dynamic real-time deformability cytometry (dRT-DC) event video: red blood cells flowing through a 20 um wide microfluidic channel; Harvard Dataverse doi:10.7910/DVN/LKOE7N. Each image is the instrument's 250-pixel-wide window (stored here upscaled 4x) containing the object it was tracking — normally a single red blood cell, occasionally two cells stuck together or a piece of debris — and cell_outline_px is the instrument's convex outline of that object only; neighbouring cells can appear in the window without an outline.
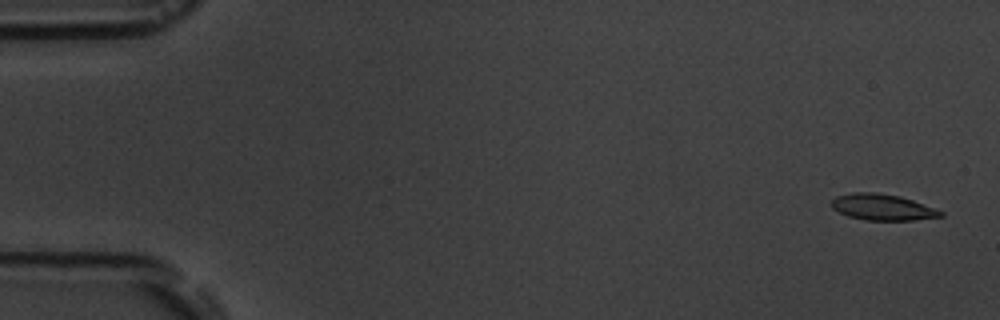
{"species": "common noctule bat (a hibernating species)", "species_latin": "Nyctalus noctula", "temperature_condition": "room temperature", "stored_images_in_passage": 6, "segment_of_instrument_passage": [1, 2], "camera_frame_rate_fps": 3000, "um_per_image_px": 0.085, "animal": {"sex": "male", "body_mass_g": 19.5, "forearm_length_mm": 54.6}, "frame": {"image": 1, "passage_image": 1, "time_ms": 0.0, "image_size_px": [1000, 320], "cell_outline_px": [[944, 216], [912, 220], [864, 220], [848, 216], [832, 208], [832, 200], [836, 196], [852, 192], [876, 192], [900, 196], [912, 200], [944, 212]], "centroid_in_image_um": [74.99, 17.6], "position_along_channel_um": 10.0, "area_um2": 16.53}}
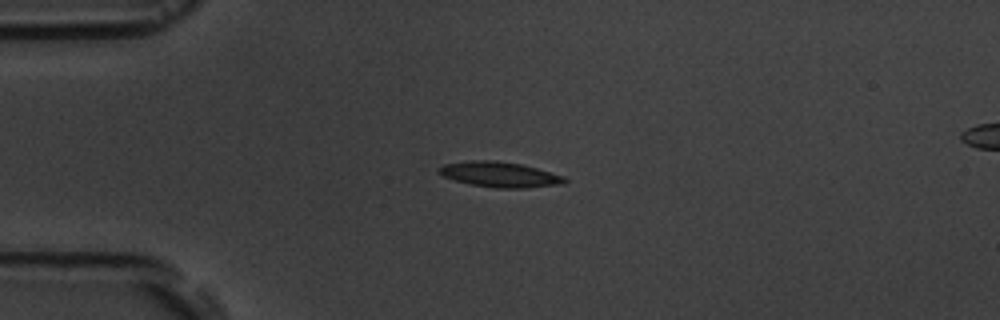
{"frame": {"image": 2, "passage_image": 4, "time_ms": 4.0, "image_size_px": [1000, 320], "cell_outline_px": [[568, 180], [564, 184], [524, 188], [496, 188], [468, 184], [444, 176], [436, 172], [444, 164], [472, 160], [496, 160], [520, 164], [536, 168], [564, 176]], "centroid_in_image_um": [42.49, 14.83], "position_along_channel_um": 42.5, "area_um2": 18.5}}